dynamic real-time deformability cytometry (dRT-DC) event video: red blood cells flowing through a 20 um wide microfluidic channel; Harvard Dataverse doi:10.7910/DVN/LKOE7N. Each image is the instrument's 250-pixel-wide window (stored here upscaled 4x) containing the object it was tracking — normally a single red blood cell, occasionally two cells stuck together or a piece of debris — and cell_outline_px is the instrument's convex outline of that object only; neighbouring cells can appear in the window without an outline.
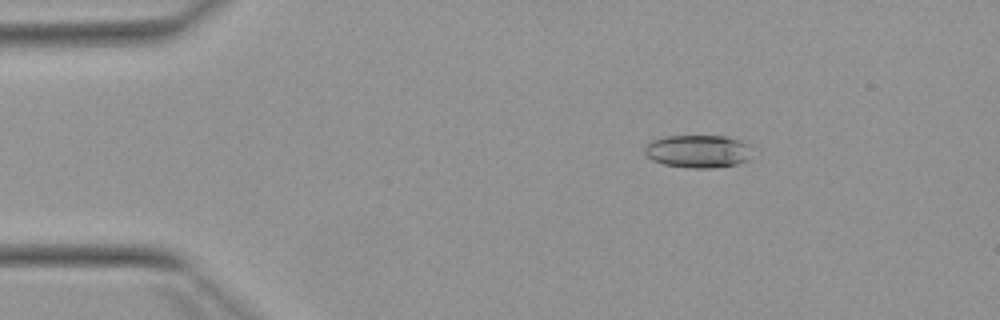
{"species": "Egyptian fruit bat (a non-hibernating species)", "species_latin": "Rousettus aegyptiacus", "temperature_condition": "warm", "stored_images_in_passage": 44, "camera_frame_rate_fps": 3000, "um_per_image_px": 0.085, "animal": {"sex": "female"}, "frame": {"image": 1, "passage_image": 1, "time_ms": 0.0, "image_size_px": [1000, 320], "cell_outline_px": [[752, 144], [748, 160], [736, 164], [712, 168], [688, 168], [664, 164], [652, 160], [644, 152], [644, 148], [652, 140], [664, 136], [724, 136], [740, 140]], "centroid_in_image_um": [59.35, 12.86], "position_along_channel_um": 25.7, "area_um2": 20.69}}
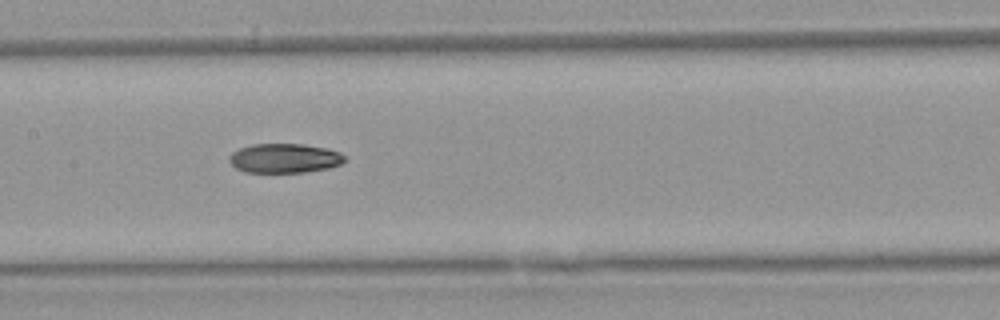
{"frame": {"image": 2, "passage_image": 18, "time_ms": 5.667, "image_size_px": [1000, 320], "cell_outline_px": [[348, 160], [340, 164], [328, 168], [304, 172], [244, 172], [236, 168], [228, 160], [228, 156], [232, 152], [240, 148], [252, 144], [304, 144], [324, 148], [340, 152]], "centroid_in_image_um": [24.17, 13.45], "position_along_channel_um": 183.2, "area_um2": 19.77}}
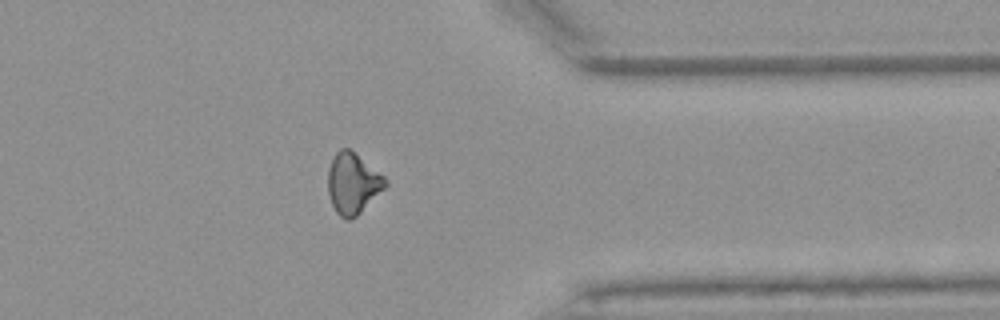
{"frame": {"image": 3, "passage_image": 34, "time_ms": 11.0, "image_size_px": [1000, 320], "cell_outline_px": [[388, 184], [356, 216], [348, 220], [340, 216], [336, 212], [332, 204], [328, 192], [328, 168], [336, 152], [340, 148], [348, 148], [384, 176], [388, 180]], "centroid_in_image_um": [29.97, 15.59], "position_along_channel_um": 381.4, "area_um2": 19.94}}